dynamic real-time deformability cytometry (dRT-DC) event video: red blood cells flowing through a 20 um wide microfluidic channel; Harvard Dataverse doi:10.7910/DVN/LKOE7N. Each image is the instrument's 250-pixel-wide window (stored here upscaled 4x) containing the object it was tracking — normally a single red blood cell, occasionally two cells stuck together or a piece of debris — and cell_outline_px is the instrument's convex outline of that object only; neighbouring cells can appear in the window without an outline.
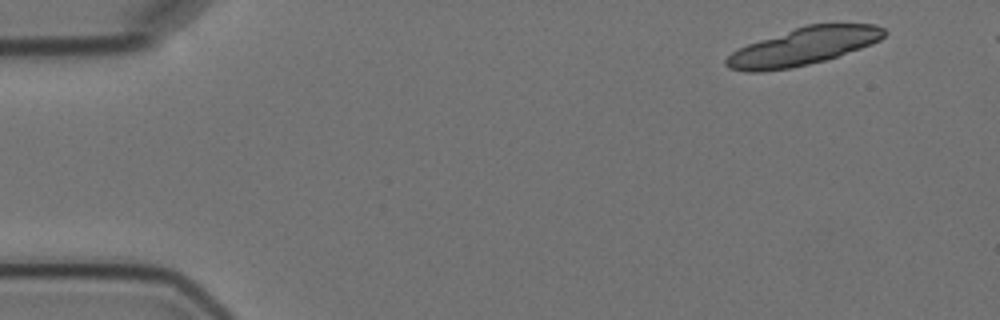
{"species": "Egyptian fruit bat (a non-hibernating species)", "species_latin": "Rousettus aegyptiacus", "temperature_condition": "cold", "stored_images_in_passage": 8, "segment_of_instrument_passage": [1, 2], "camera_frame_rate_fps": 3000, "um_per_image_px": 0.085, "animal": {"sex": "female"}, "frame": {"image": 1, "passage_image": 1, "time_ms": 0.0, "image_size_px": [1000, 320], "cell_outline_px": [[888, 32], [880, 40], [872, 44], [824, 60], [792, 68], [760, 72], [744, 72], [728, 68], [724, 64], [724, 60], [732, 52], [748, 44], [804, 24], [876, 24], [884, 28]], "centroid_in_image_um": [68.27, 3.95], "position_along_channel_um": 16.7, "area_um2": 34.45}}